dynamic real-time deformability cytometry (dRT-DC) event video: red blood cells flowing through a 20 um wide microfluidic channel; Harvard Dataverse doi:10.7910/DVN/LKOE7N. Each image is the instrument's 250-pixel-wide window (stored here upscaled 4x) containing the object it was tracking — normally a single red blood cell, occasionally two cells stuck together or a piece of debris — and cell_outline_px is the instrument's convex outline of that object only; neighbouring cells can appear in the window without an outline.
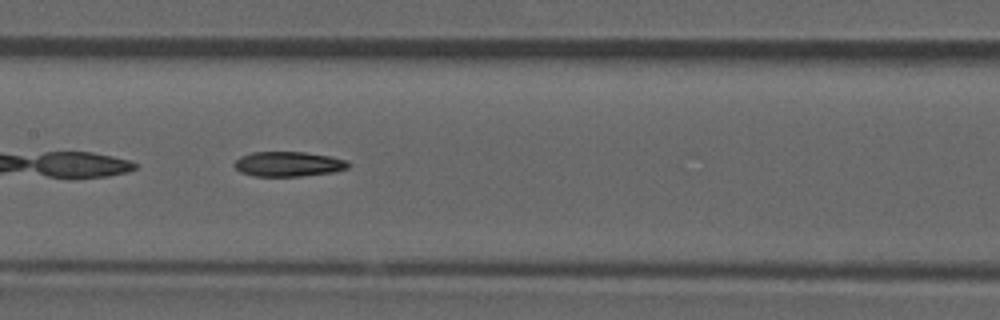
{"species": "common noctule bat (a hibernating species)", "species_latin": "Nyctalus noctula", "temperature_condition": "room temperature", "stored_images_in_passage": 37, "camera_frame_rate_fps": 3000, "um_per_image_px": 0.085, "animal": {"sex": "male", "forearm_length_mm": 52.5}, "frame": {"image": 1, "passage_image": 11, "time_ms": 3.333, "image_size_px": [1000, 320], "cell_outline_px": [[352, 164], [348, 168], [332, 172], [300, 176], [256, 176], [240, 172], [232, 164], [240, 156], [252, 152], [304, 152], [328, 156], [348, 160]], "centroid_in_image_um": [24.51, 13.94], "position_along_channel_um": 182.9, "area_um2": 16.53}, "authors_computed_cell_mechanics": {"area_um2": 16.6464, "velocity_mm_per_s": 3.9391, "shape_relaxation_time_tau1_ms": 9.9584, "shape_relaxation_time_tau2_ms": null, "deformation_change_tau1": 0.221, "deformation_change_tau2": null}}